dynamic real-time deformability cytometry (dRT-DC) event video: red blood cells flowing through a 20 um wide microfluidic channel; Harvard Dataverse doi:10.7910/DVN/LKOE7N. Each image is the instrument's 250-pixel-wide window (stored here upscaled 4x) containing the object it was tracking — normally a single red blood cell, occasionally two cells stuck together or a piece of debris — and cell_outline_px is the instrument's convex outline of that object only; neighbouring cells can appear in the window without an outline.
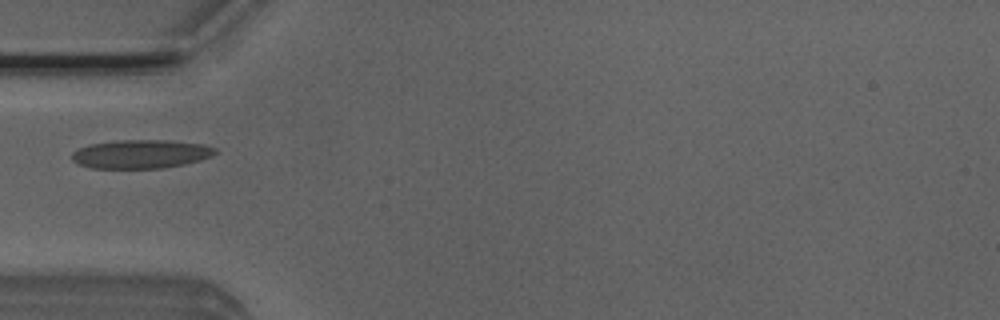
{"species": "Egyptian fruit bat (a non-hibernating species)", "species_latin": "Rousettus aegyptiacus", "temperature_condition": "room temperature", "stored_images_in_passage": 5, "camera_frame_rate_fps": 3000, "um_per_image_px": 0.085, "animal": {"sex": "male"}, "frame": {"image": 1, "passage_image": 5, "time_ms": 1.333, "image_size_px": [1000, 320], "cell_outline_px": [[216, 152], [212, 156], [200, 160], [184, 164], [164, 168], [92, 168], [80, 164], [72, 160], [72, 152], [88, 144], [116, 140], [164, 140], [204, 144], [216, 148]], "centroid_in_image_um": [11.98, 13.09], "position_along_channel_um": 73.0, "area_um2": 23.93}}